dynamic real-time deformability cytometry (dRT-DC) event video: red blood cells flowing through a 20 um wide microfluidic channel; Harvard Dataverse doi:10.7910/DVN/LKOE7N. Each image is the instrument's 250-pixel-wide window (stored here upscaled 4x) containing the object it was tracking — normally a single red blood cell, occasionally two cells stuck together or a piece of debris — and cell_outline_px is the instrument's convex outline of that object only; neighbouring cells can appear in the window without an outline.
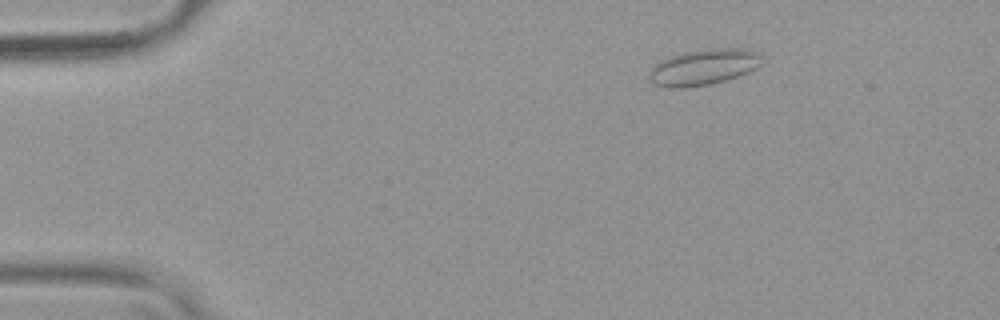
{"species": "common noctule bat (a hibernating species)", "species_latin": "Nyctalus noctula", "temperature_condition": "warm", "stored_images_in_passage": 54, "camera_frame_rate_fps": 3000, "um_per_image_px": 0.085, "animal": {"sex": "female", "body_mass_g": 19.9}, "frame": {"image": 1, "passage_image": 9, "time_ms": 2.667, "image_size_px": [1000, 320], "cell_outline_px": [[764, 64], [748, 72], [712, 84], [684, 88], [668, 88], [656, 84], [648, 76], [648, 72], [652, 64], [668, 56], [684, 52], [708, 48], [744, 48], [760, 52]], "centroid_in_image_um": [59.81, 5.69], "position_along_channel_um": 25.2, "area_um2": 24.04}}
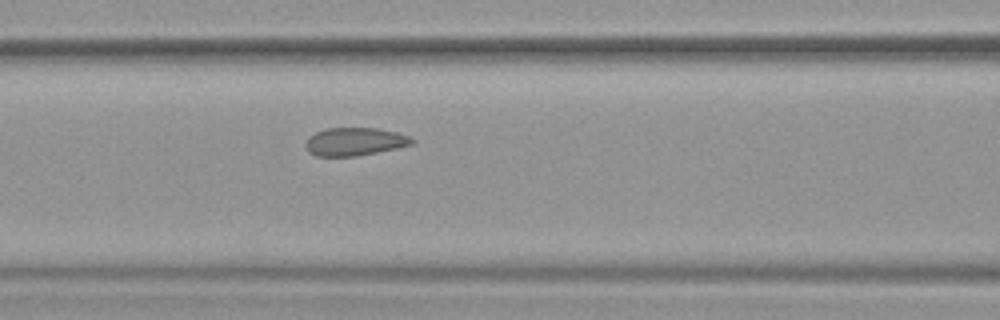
{"frame": {"image": 2, "passage_image": 24, "time_ms": 7.667, "image_size_px": [1000, 320], "cell_outline_px": [[416, 140], [412, 144], [396, 148], [356, 156], [316, 156], [308, 152], [304, 144], [308, 136], [316, 132], [328, 128], [376, 128], [396, 132], [408, 136]], "centroid_in_image_um": [30.11, 12.04], "position_along_channel_um": 136.5, "area_um2": 17.34}}
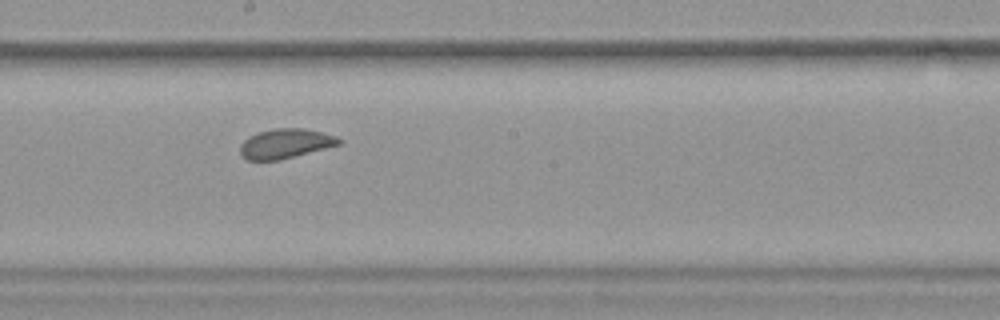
{"frame": {"image": 3, "passage_image": 31, "time_ms": 10.0, "image_size_px": [1000, 320], "cell_outline_px": [[344, 140], [340, 144], [280, 160], [248, 160], [240, 156], [240, 144], [248, 136], [256, 132], [276, 128], [304, 128], [336, 136]], "centroid_in_image_um": [24.22, 12.2], "position_along_channel_um": 224.0, "area_um2": 17.11}, "authors_computed_cell_mechanics": {"area_um2": 18.7561, "velocity_mm_per_s": 3.7688, "shape_relaxation_time_tau1_ms": 8.661, "shape_relaxation_time_tau2_ms": 0.889, "deformation_change_tau1": 0.1078, "deformation_change_tau2": 0.0662}}